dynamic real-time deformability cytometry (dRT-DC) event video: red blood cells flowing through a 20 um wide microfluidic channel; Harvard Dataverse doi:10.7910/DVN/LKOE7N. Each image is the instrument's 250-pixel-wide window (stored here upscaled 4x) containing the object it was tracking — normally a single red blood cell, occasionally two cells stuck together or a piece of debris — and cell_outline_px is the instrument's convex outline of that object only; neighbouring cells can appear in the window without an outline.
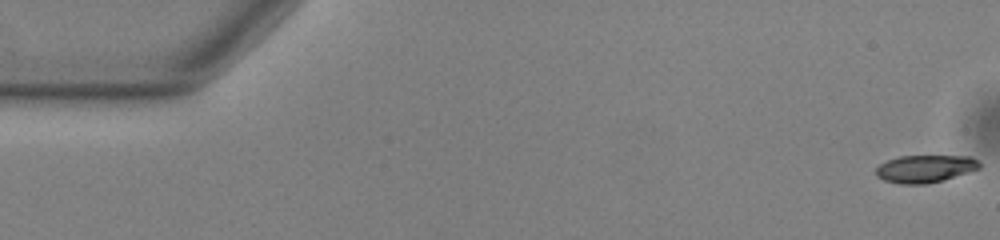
{"species": "common noctule bat (a hibernating species)", "species_latin": "Nyctalus noctula", "temperature_condition": "warm", "stored_images_in_passage": 55, "camera_frame_rate_fps": 3000, "um_per_image_px": 0.085, "animal": {"sex": "male", "body_mass_g": 13.0, "forearm_length_mm": 53.1}, "frame": {"image": 1, "passage_image": 1, "time_ms": 0.0, "image_size_px": [1000, 240], "cell_outline_px": [[980, 168], [944, 180], [928, 184], [900, 184], [884, 180], [876, 176], [876, 168], [880, 164], [888, 160], [900, 156], [972, 156], [980, 164]], "centroid_in_image_um": [78.62, 14.35], "position_along_channel_um": 6.4, "area_um2": 16.59}}
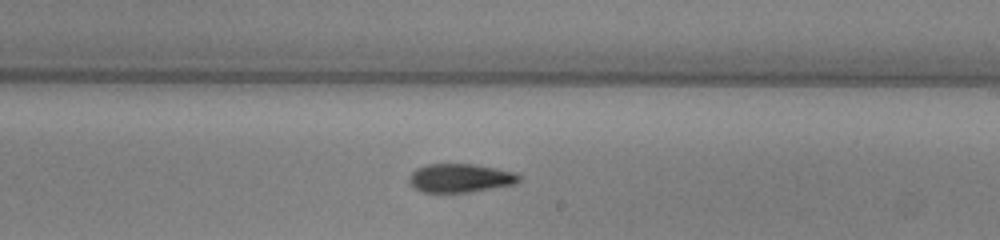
{"frame": {"image": 2, "passage_image": 32, "time_ms": 10.333, "image_size_px": [1000, 240], "cell_outline_px": [[520, 180], [516, 184], [468, 192], [420, 192], [408, 180], [408, 176], [416, 168], [428, 164], [476, 164], [516, 172], [520, 176]], "centroid_in_image_um": [39.13, 15.12], "position_along_channel_um": 249.9, "area_um2": 18.38}}
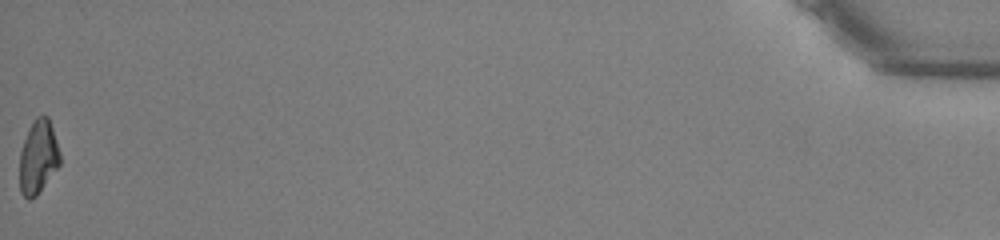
{"frame": {"image": 3, "passage_image": 55, "time_ms": 18.0, "image_size_px": [1000, 240], "cell_outline_px": [[60, 164], [36, 196], [28, 200], [20, 192], [20, 152], [28, 128], [36, 116], [48, 116], [60, 152]], "centroid_in_image_um": [3.24, 13.35], "position_along_channel_um": 432.0, "area_um2": 17.17}, "authors_computed_cell_mechanics": {"area_um2": 18.0336, "velocity_mm_per_s": 3.7666, "shape_relaxation_time_tau1_ms": 5.4731, "shape_relaxation_time_tau2_ms": 5.3664, "deformation_change_tau1": 0.153, "deformation_change_tau2": 0.1411}}